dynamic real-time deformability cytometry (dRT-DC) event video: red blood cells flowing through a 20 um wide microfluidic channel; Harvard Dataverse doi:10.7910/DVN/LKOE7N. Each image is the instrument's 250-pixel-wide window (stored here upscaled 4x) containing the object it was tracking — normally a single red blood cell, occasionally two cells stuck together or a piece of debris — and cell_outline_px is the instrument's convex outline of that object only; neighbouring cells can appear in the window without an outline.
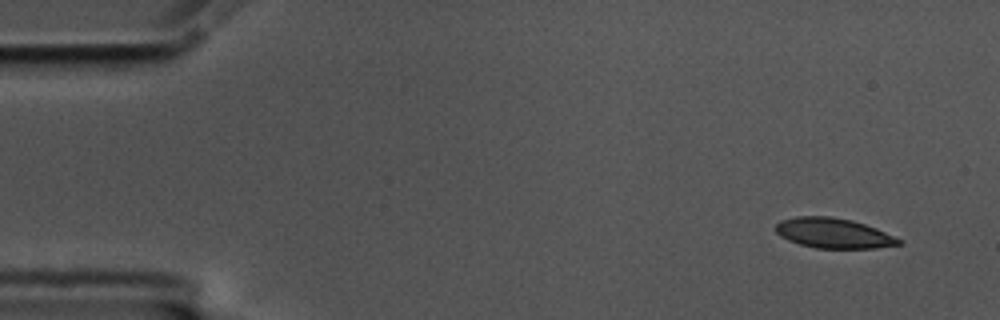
{"species": "common noctule bat (a hibernating species)", "species_latin": "Nyctalus noctula", "temperature_condition": "cold", "stored_images_in_passage": 54, "camera_frame_rate_fps": 3000, "um_per_image_px": 0.085, "animal": {"sex": "male", "body_mass_g": 17.5, "forearm_length_mm": 52.3}, "frame": {"image": 1, "passage_image": 1, "time_ms": 0.0, "image_size_px": [1000, 320], "cell_outline_px": [[904, 240], [900, 244], [876, 248], [816, 248], [800, 244], [788, 240], [780, 236], [776, 232], [776, 224], [780, 220], [796, 216], [832, 216], [852, 220], [876, 228]], "centroid_in_image_um": [70.85, 19.81], "position_along_channel_um": 14.2, "area_um2": 21.62}}
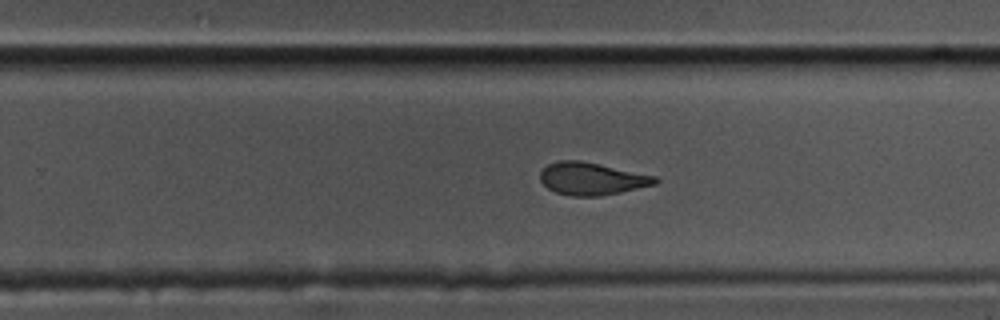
{"frame": {"image": 2, "passage_image": 33, "time_ms": 10.667, "image_size_px": [1000, 320], "cell_outline_px": [[660, 180], [656, 184], [620, 192], [600, 196], [572, 196], [556, 192], [548, 188], [540, 180], [540, 172], [548, 164], [560, 160], [580, 160], [656, 176]], "centroid_in_image_um": [50.3, 15.19], "position_along_channel_um": 279.5, "area_um2": 21.62}}
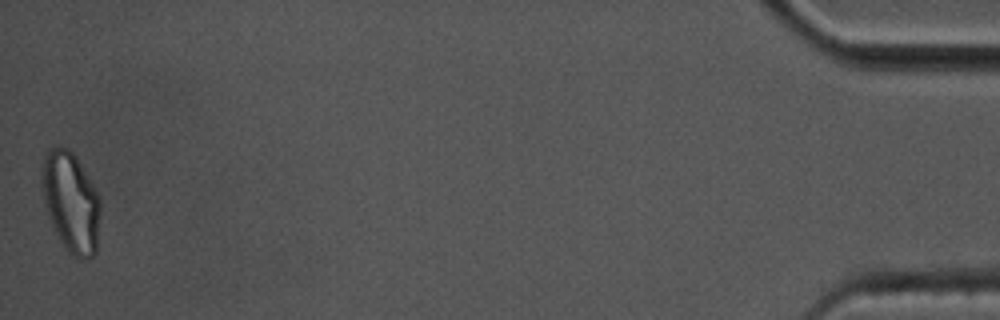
{"frame": {"image": 3, "passage_image": 54, "time_ms": 17.667, "image_size_px": [1000, 320], "cell_outline_px": [[100, 212], [96, 252], [92, 256], [84, 260], [72, 256], [68, 252], [60, 240], [48, 216], [40, 188], [40, 180], [44, 156], [48, 148], [68, 148], [76, 156], [100, 196]], "centroid_in_image_um": [6.02, 17.18], "position_along_channel_um": 429.2, "area_um2": 34.39}, "authors_computed_cell_mechanics": {"area_um2": 22.5131, "velocity_mm_per_s": 3.5008, "shape_relaxation_time_tau1_ms": 5.0419, "shape_relaxation_time_tau2_ms": 2.3759, "deformation_change_tau1": 0.1486, "deformation_change_tau2": 0.0632}}